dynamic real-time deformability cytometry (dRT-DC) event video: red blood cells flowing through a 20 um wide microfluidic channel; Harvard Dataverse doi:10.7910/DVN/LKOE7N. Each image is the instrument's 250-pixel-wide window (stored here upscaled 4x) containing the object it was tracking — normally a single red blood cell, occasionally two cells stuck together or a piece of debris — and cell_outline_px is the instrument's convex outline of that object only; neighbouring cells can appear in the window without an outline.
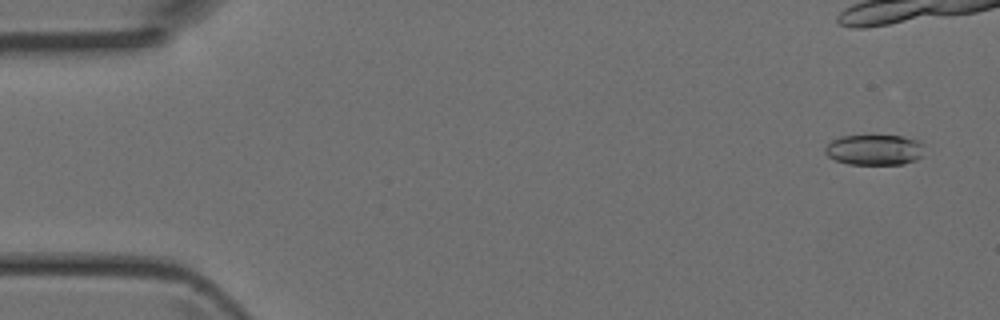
{"species": "Egyptian fruit bat (a non-hibernating species)", "species_latin": "Rousettus aegyptiacus", "temperature_condition": "room temperature", "stored_images_in_passage": 7, "camera_frame_rate_fps": 3000, "um_per_image_px": 0.085, "animal": {"sex": "female"}, "frame": {"image": 1, "passage_image": 1, "time_ms": 0.0, "image_size_px": [1000, 320], "cell_outline_px": [[924, 156], [916, 160], [904, 164], [848, 164], [836, 160], [828, 156], [824, 152], [824, 148], [832, 140], [840, 136], [872, 132], [900, 136], [920, 140], [924, 144]], "centroid_in_image_um": [74.36, 12.68], "position_along_channel_um": 10.6, "area_um2": 18.73}}